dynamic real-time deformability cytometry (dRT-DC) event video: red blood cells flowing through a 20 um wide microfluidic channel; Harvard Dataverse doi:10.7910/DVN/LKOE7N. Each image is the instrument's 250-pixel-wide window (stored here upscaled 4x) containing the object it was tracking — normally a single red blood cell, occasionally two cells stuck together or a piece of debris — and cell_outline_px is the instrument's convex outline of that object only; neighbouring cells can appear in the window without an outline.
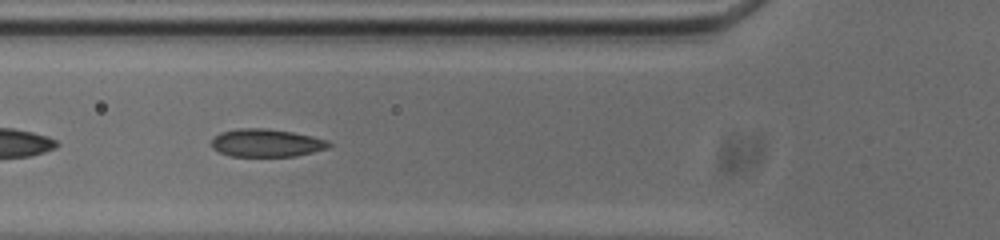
{"species": "common noctule bat (a hibernating species)", "species_latin": "Nyctalus noctula", "temperature_condition": "cold", "stored_images_in_passage": 33, "camera_frame_rate_fps": 3000, "um_per_image_px": 0.085, "animal": {"sex": "male", "body_mass_g": 20.0, "forearm_length_mm": 53.3}, "frame": {"image": 1, "passage_image": 18, "time_ms": 5.667, "image_size_px": [1000, 240], "cell_outline_px": [[332, 144], [328, 148], [296, 156], [232, 156], [220, 152], [212, 148], [212, 140], [220, 132], [236, 128], [264, 128], [292, 132], [312, 136], [328, 140]], "centroid_in_image_um": [22.65, 12.14], "position_along_channel_um": 103.1, "area_um2": 19.02}}
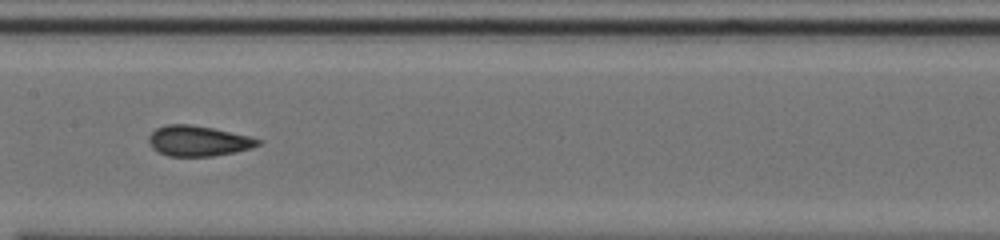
{"frame": {"image": 2, "passage_image": 25, "time_ms": 8.0, "image_size_px": [1000, 240], "cell_outline_px": [[260, 144], [252, 148], [212, 156], [168, 156], [152, 148], [148, 140], [148, 136], [156, 128], [164, 124], [192, 124], [212, 128], [248, 136], [260, 140]], "centroid_in_image_um": [16.8, 11.97], "position_along_channel_um": 190.6, "area_um2": 19.19}}
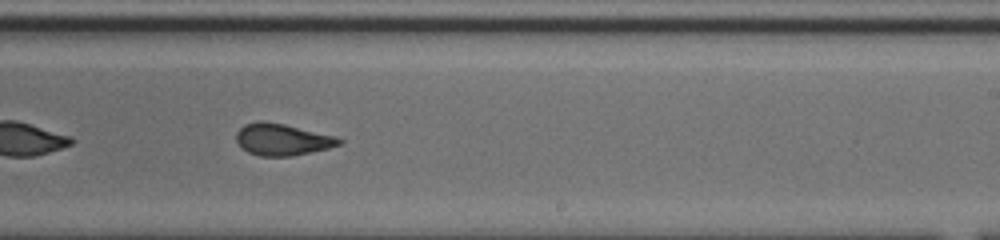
{"frame": {"image": 3, "passage_image": 31, "time_ms": 10.0, "image_size_px": [1000, 240], "cell_outline_px": [[344, 140], [340, 144], [328, 148], [292, 156], [260, 156], [248, 152], [236, 140], [236, 132], [244, 124], [260, 120], [264, 120], [284, 124], [336, 136]], "centroid_in_image_um": [23.99, 11.85], "position_along_channel_um": 265.0, "area_um2": 18.96}}